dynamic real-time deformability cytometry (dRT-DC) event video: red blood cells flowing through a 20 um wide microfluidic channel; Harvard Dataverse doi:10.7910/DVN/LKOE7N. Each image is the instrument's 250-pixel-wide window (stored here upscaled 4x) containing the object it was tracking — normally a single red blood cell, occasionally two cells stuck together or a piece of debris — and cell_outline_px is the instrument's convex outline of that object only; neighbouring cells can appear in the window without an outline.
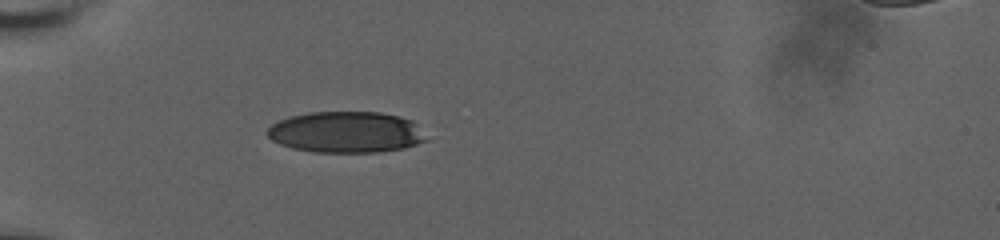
{"species": "human", "species_latin": "Homo sapiens", "temperature_condition": "room temperature", "stored_images_in_passage": 35, "camera_frame_rate_fps": 3000, "um_per_image_px": 0.085, "donor": {"sex": "male"}, "frame": {"image": 1, "passage_image": 1, "time_ms": 0.0, "image_size_px": [1000, 240], "cell_outline_px": [[428, 140], [404, 148], [380, 152], [316, 152], [292, 148], [280, 144], [272, 140], [264, 132], [272, 124], [288, 116], [308, 112], [380, 112], [400, 116], [412, 120], [416, 124]], "centroid_in_image_um": [29.4, 11.23], "position_along_channel_um": 55.6, "area_um2": 38.32}}
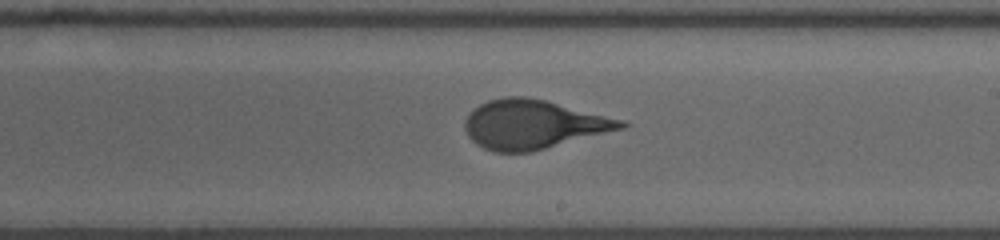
{"frame": {"image": 2, "passage_image": 18, "time_ms": 5.667, "image_size_px": [1000, 240], "cell_outline_px": [[628, 124], [624, 128], [532, 152], [492, 152], [476, 144], [468, 136], [464, 128], [464, 120], [480, 104], [488, 100], [504, 96], [528, 96], [624, 120]], "centroid_in_image_um": [45.3, 10.58], "position_along_channel_um": 243.7, "area_um2": 44.39}}
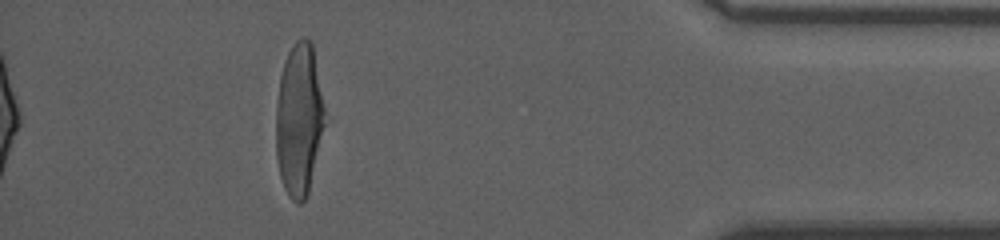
{"frame": {"image": 3, "passage_image": 35, "time_ms": 11.333, "image_size_px": [1000, 240], "cell_outline_px": [[328, 120], [308, 192], [304, 200], [300, 204], [296, 204], [288, 196], [284, 188], [280, 176], [276, 156], [276, 100], [280, 76], [284, 60], [288, 52], [296, 40], [304, 36], [312, 44]], "centroid_in_image_um": [25.44, 10.18], "position_along_channel_um": 409.8, "area_um2": 44.33}, "authors_computed_cell_mechanics": {"area_um2": 43.7546, "velocity_mm_per_s": 3.6648, "shape_relaxation_time_tau1_ms": 3.7967, "shape_relaxation_time_tau2_ms": null, "deformation_change_tau1": 0.1961, "deformation_change_tau2": null}}